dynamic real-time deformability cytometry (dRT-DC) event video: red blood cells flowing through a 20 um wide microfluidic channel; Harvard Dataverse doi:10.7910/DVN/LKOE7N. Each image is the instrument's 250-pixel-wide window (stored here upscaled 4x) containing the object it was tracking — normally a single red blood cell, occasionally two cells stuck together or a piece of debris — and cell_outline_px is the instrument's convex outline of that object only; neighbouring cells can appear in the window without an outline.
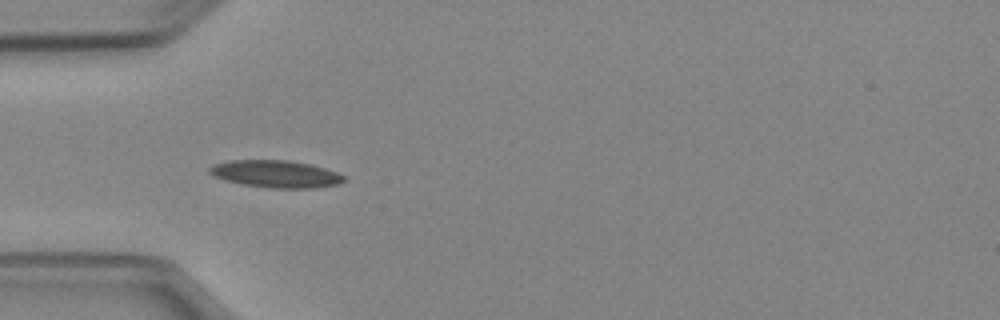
{"species": "Egyptian fruit bat (a non-hibernating species)", "species_latin": "Rousettus aegyptiacus", "temperature_condition": "cold", "stored_images_in_passage": 25, "camera_frame_rate_fps": 3000, "um_per_image_px": 0.085, "animal": {"sex": "female"}, "frame": {"image": 1, "passage_image": 4, "time_ms": 1.0, "image_size_px": [1000, 320], "cell_outline_px": [[348, 180], [340, 184], [316, 188], [268, 188], [244, 184], [224, 180], [208, 172], [208, 168], [212, 164], [228, 160], [288, 160], [308, 164], [324, 168], [336, 172], [344, 176]], "centroid_in_image_um": [23.45, 14.79], "position_along_channel_um": 61.6, "area_um2": 21.44}}
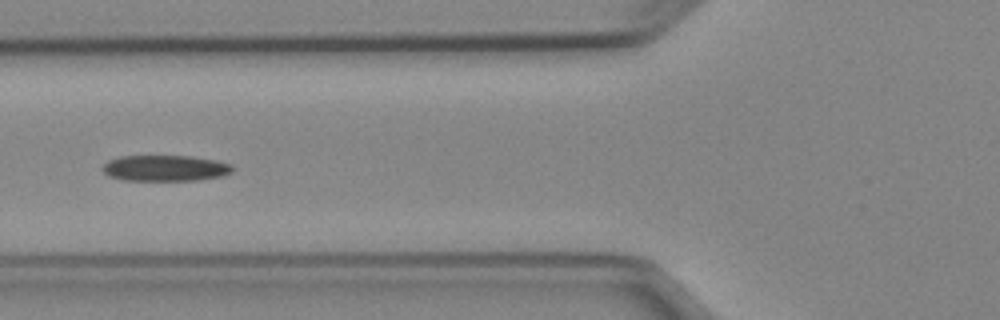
{"frame": {"image": 2, "passage_image": 8, "time_ms": 2.333, "image_size_px": [1000, 320], "cell_outline_px": [[232, 172], [220, 176], [200, 180], [124, 180], [108, 176], [100, 168], [108, 160], [120, 156], [192, 156], [216, 160], [232, 164]], "centroid_in_image_um": [14.02, 14.29], "position_along_channel_um": 111.8, "area_um2": 19.71}}